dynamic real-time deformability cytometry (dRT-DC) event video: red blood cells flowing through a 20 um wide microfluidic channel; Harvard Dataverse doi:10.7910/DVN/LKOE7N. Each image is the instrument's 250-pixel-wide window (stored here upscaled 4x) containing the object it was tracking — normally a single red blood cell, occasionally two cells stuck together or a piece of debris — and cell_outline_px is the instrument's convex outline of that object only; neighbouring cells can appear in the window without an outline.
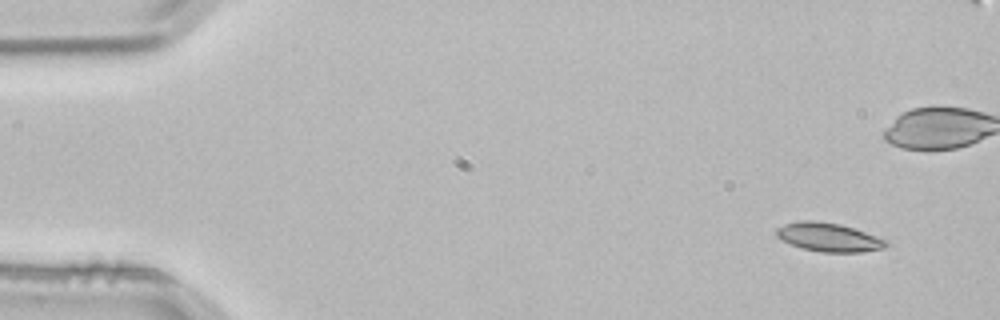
{"species": "common noctule bat (a hibernating species)", "species_latin": "Nyctalus noctula", "temperature_condition": "room temperature", "stored_images_in_passage": 6, "camera_frame_rate_fps": 3000, "um_per_image_px": 0.085, "animal": {"sex": "male", "body_mass_g": 21.5, "forearm_length_mm": 52.0}, "frame": {"image": 1, "passage_image": 1, "time_ms": 0.0, "image_size_px": [1000, 320], "cell_outline_px": [[888, 244], [884, 248], [860, 252], [820, 252], [804, 248], [792, 244], [776, 236], [776, 228], [784, 224], [800, 220], [816, 220], [840, 224], [888, 240]], "centroid_in_image_um": [70.43, 20.15], "position_along_channel_um": 14.6, "area_um2": 18.15}}
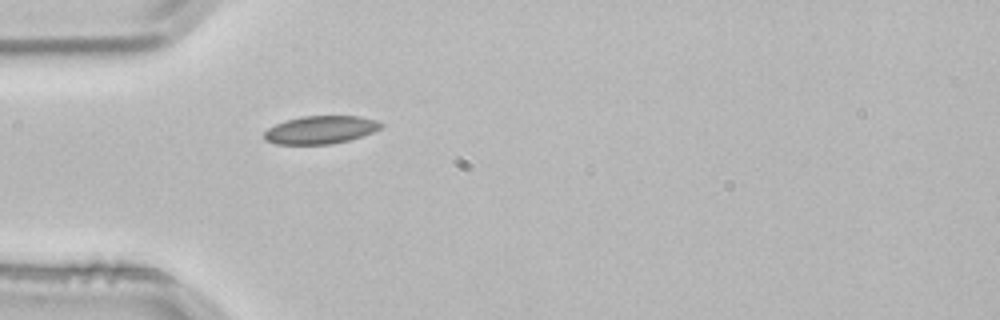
{"frame": {"image": 2, "passage_image": 6, "time_ms": 1.667, "image_size_px": [1000, 320], "cell_outline_px": [[384, 124], [380, 128], [372, 132], [348, 140], [332, 144], [276, 144], [264, 140], [264, 132], [268, 128], [276, 124], [288, 120], [304, 116], [360, 116], [376, 120]], "centroid_in_image_um": [27.24, 11.03], "position_along_channel_um": 57.8, "area_um2": 18.84}}